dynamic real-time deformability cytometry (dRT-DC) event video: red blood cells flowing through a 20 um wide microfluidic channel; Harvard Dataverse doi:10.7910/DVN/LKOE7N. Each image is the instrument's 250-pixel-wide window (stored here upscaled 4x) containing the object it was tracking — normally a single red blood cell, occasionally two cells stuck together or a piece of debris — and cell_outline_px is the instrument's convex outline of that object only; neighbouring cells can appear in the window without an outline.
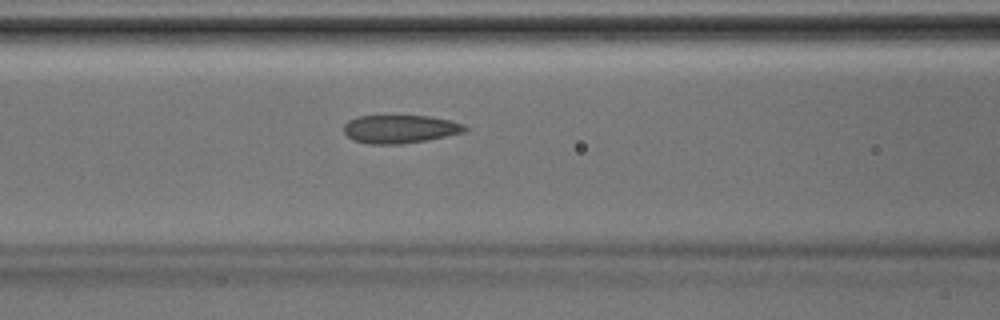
{"species": "Egyptian fruit bat (a non-hibernating species)", "species_latin": "Rousettus aegyptiacus", "temperature_condition": "room temperature", "stored_images_in_passage": 33, "camera_frame_rate_fps": 3000, "um_per_image_px": 0.085, "animal": {"sex": "male"}, "frame": {"image": 1, "passage_image": 9, "time_ms": 2.667, "image_size_px": [1000, 320], "cell_outline_px": [[468, 128], [464, 132], [424, 140], [400, 144], [368, 144], [352, 140], [344, 132], [344, 124], [348, 120], [360, 116], [428, 116], [448, 120], [464, 124]], "centroid_in_image_um": [33.96, 10.97], "position_along_channel_um": 132.6, "area_um2": 19.71}}
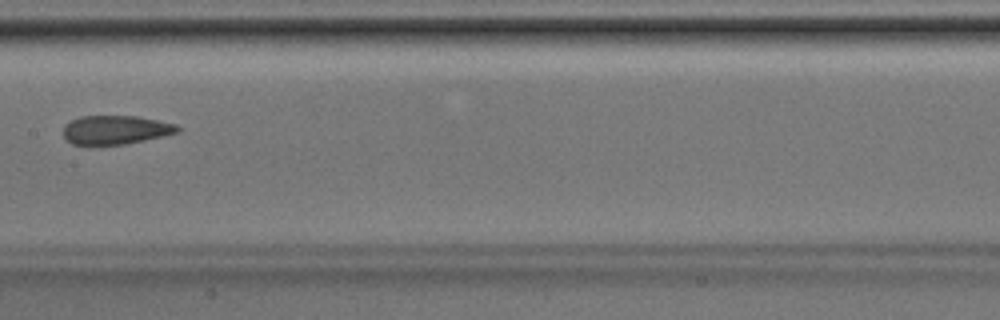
{"frame": {"image": 2, "passage_image": 13, "time_ms": 4.0, "image_size_px": [1000, 320], "cell_outline_px": [[180, 132], [164, 136], [124, 144], [88, 148], [72, 144], [64, 136], [64, 124], [80, 116], [136, 116], [176, 124], [180, 128]], "centroid_in_image_um": [9.78, 11.08], "position_along_channel_um": 197.6, "area_um2": 19.77}}
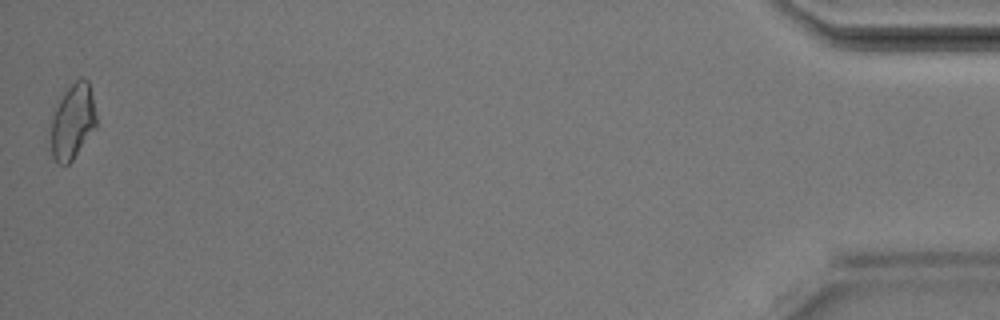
{"frame": {"image": 3, "passage_image": 33, "time_ms": 10.667, "image_size_px": [1000, 320], "cell_outline_px": [[96, 128], [72, 160], [68, 164], [60, 164], [52, 156], [48, 120], [64, 92], [76, 80], [88, 80], [92, 96], [96, 116]], "centroid_in_image_um": [6.13, 10.36], "position_along_channel_um": 429.1, "area_um2": 20.11}}